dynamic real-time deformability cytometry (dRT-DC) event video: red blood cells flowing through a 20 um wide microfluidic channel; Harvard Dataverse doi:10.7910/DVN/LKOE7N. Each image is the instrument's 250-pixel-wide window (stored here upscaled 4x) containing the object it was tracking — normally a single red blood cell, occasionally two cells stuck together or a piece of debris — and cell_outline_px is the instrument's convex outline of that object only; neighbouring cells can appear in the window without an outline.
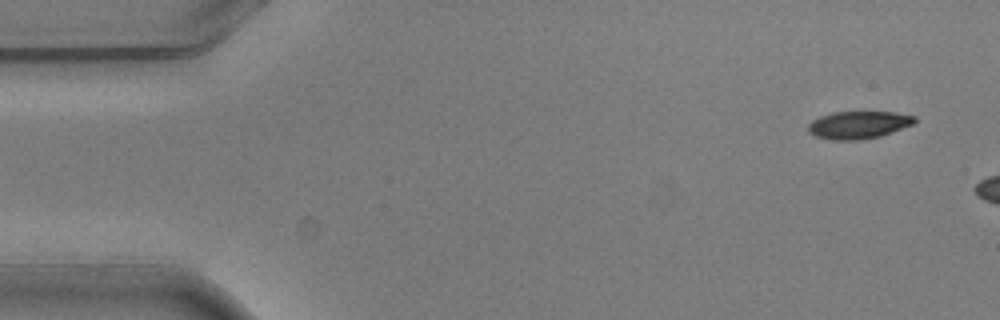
{"species": "common noctule bat (a hibernating species)", "species_latin": "Nyctalus noctula", "temperature_condition": "warm", "stored_images_in_passage": 2, "camera_frame_rate_fps": 3000, "um_per_image_px": 0.085, "animal": {"sex": "male", "body_mass_g": 20.5, "forearm_length_mm": 52.5}, "frame": {"image": 1, "passage_image": 1, "time_ms": 0.0, "image_size_px": [1000, 320], "cell_outline_px": [[916, 120], [912, 124], [880, 136], [860, 140], [836, 140], [816, 136], [808, 132], [808, 124], [812, 120], [820, 116], [832, 112], [896, 112], [916, 116]], "centroid_in_image_um": [72.95, 10.61], "position_along_channel_um": 12.0, "area_um2": 16.99}}